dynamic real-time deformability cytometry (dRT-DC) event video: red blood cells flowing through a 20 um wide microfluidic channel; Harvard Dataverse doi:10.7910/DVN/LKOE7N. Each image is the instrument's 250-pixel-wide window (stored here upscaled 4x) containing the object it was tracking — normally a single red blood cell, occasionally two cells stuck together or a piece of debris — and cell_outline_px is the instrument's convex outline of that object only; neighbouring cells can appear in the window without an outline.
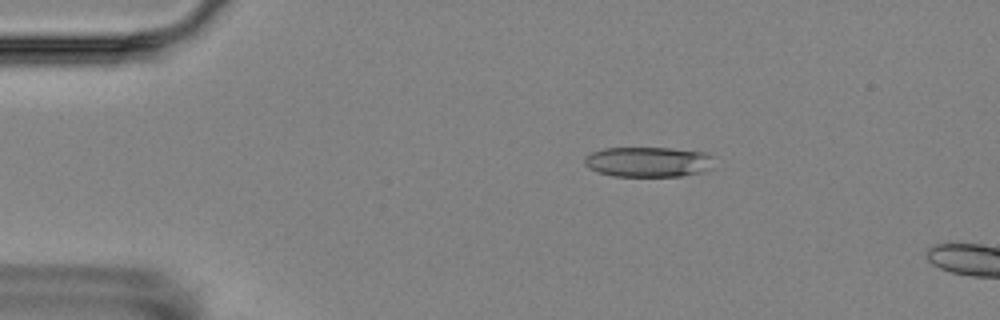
{"species": "Egyptian fruit bat (a non-hibernating species)", "species_latin": "Rousettus aegyptiacus", "temperature_condition": "room temperature", "stored_images_in_passage": 5, "camera_frame_rate_fps": 3000, "um_per_image_px": 0.085, "animal": {"sex": "female"}, "frame": {"image": 1, "passage_image": 3, "time_ms": 3.0, "image_size_px": [1000, 320], "cell_outline_px": [[716, 156], [712, 168], [700, 172], [680, 176], [612, 176], [588, 168], [584, 164], [584, 156], [592, 152], [604, 148], [672, 148], [708, 152]], "centroid_in_image_um": [55.15, 13.75], "position_along_channel_um": 29.8, "area_um2": 23.12}}